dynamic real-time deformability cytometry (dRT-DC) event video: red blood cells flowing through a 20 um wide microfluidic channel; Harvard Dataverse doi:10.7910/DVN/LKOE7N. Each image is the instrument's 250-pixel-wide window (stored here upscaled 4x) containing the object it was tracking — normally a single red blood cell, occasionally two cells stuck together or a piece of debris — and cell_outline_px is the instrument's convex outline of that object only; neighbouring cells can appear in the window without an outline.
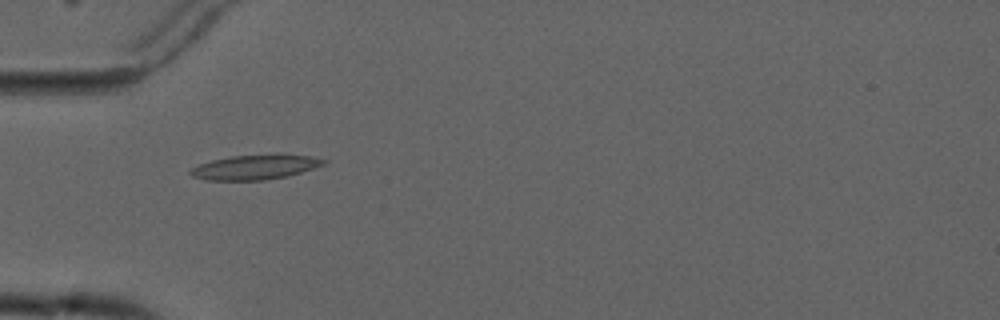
{"species": "common noctule bat (a hibernating species)", "species_latin": "Nyctalus noctula", "temperature_condition": "cold", "stored_images_in_passage": 10, "camera_frame_rate_fps": 3000, "um_per_image_px": 0.085, "animal": {"sex": "male", "forearm_length_mm": 52.5}, "frame": {"image": 1, "passage_image": 3, "time_ms": 3.0, "image_size_px": [1000, 320], "cell_outline_px": [[328, 160], [324, 164], [288, 176], [264, 180], [204, 180], [192, 176], [188, 172], [192, 168], [200, 164], [212, 160], [232, 156], [276, 152], [280, 152], [308, 156]], "centroid_in_image_um": [21.7, 14.18], "position_along_channel_um": 63.3, "area_um2": 19.54}}
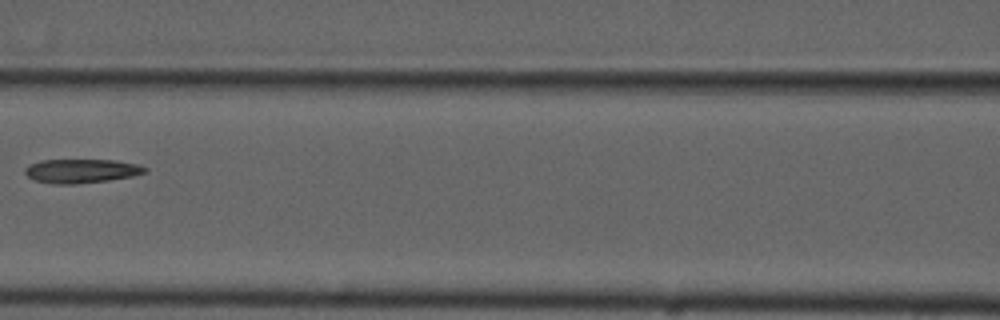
{"frame": {"image": 2, "passage_image": 5, "time_ms": 5.667, "image_size_px": [1000, 320], "cell_outline_px": [[148, 172], [132, 176], [108, 180], [76, 184], [52, 184], [32, 180], [24, 172], [24, 168], [28, 164], [40, 160], [116, 160], [140, 164], [148, 168]], "centroid_in_image_um": [6.91, 14.53], "position_along_channel_um": 159.7, "area_um2": 17.05}}
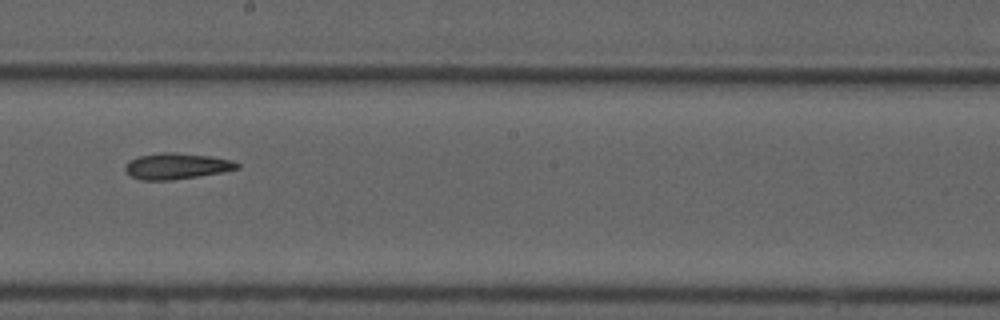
{"frame": {"image": 3, "passage_image": 7, "time_ms": 7.667, "image_size_px": [1000, 320], "cell_outline_px": [[240, 168], [224, 172], [172, 180], [140, 180], [132, 176], [124, 168], [132, 160], [140, 156], [160, 152], [176, 152], [212, 156], [232, 160], [240, 164]], "centroid_in_image_um": [15.08, 14.11], "position_along_channel_um": 233.1, "area_um2": 16.94}}